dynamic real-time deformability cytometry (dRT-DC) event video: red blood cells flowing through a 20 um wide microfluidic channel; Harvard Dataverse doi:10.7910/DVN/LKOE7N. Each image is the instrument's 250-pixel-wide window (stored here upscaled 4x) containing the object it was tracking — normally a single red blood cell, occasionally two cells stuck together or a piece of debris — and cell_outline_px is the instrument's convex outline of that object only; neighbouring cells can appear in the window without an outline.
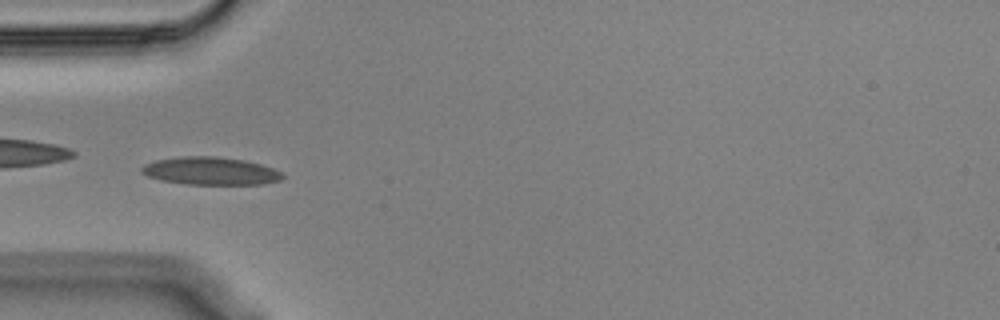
{"species": "Egyptian fruit bat (a non-hibernating species)", "species_latin": "Rousettus aegyptiacus", "temperature_condition": "cold", "stored_images_in_passage": 53, "camera_frame_rate_fps": 3000, "um_per_image_px": 0.085, "animal": {"sex": "male"}, "frame": {"image": 1, "passage_image": 16, "time_ms": 5.0, "image_size_px": [1000, 320], "cell_outline_px": [[284, 176], [280, 180], [264, 184], [188, 184], [160, 180], [148, 176], [140, 172], [140, 168], [144, 164], [156, 160], [180, 156], [216, 156], [244, 160], [260, 164], [272, 168], [280, 172]], "centroid_in_image_um": [17.86, 14.53], "position_along_channel_um": 67.1, "area_um2": 22.77}}
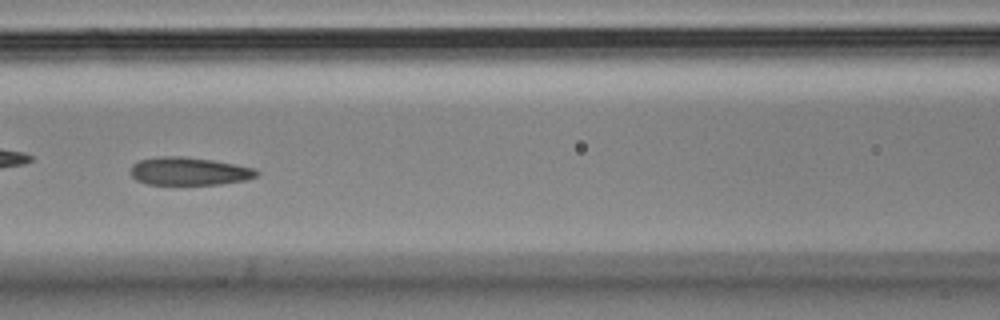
{"frame": {"image": 2, "passage_image": 23, "time_ms": 7.333, "image_size_px": [1000, 320], "cell_outline_px": [[260, 172], [256, 176], [244, 180], [220, 184], [148, 184], [136, 180], [132, 176], [132, 164], [140, 160], [160, 156], [184, 156], [212, 160], [256, 168]], "centroid_in_image_um": [16.08, 14.55], "position_along_channel_um": 150.5, "area_um2": 20.4}, "authors_computed_cell_mechanics": {"area_um2": 21.3282, "velocity_mm_per_s": 3.5467, "shape_relaxation_time_tau1_ms": 5.9545, "shape_relaxation_time_tau2_ms": 1.7294, "deformation_change_tau1": 0.1713, "deformation_change_tau2": 0.0727}}